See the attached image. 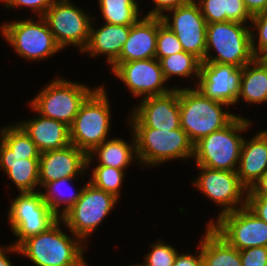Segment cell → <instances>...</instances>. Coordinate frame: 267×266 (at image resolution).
Masks as SVG:
<instances>
[{
    "mask_svg": "<svg viewBox=\"0 0 267 266\" xmlns=\"http://www.w3.org/2000/svg\"><path fill=\"white\" fill-rule=\"evenodd\" d=\"M59 218L46 231L30 236L19 245V255L29 259L35 266H83L87 248L79 237L65 233Z\"/></svg>",
    "mask_w": 267,
    "mask_h": 266,
    "instance_id": "obj_1",
    "label": "cell"
},
{
    "mask_svg": "<svg viewBox=\"0 0 267 266\" xmlns=\"http://www.w3.org/2000/svg\"><path fill=\"white\" fill-rule=\"evenodd\" d=\"M190 87L179 88L180 123L189 140L195 144L201 138L223 129L239 115L227 111L230 106L205 97L194 86Z\"/></svg>",
    "mask_w": 267,
    "mask_h": 266,
    "instance_id": "obj_2",
    "label": "cell"
},
{
    "mask_svg": "<svg viewBox=\"0 0 267 266\" xmlns=\"http://www.w3.org/2000/svg\"><path fill=\"white\" fill-rule=\"evenodd\" d=\"M251 125L252 121L243 115L236 116L223 129L201 138L194 144L195 165L210 169L237 171L245 138L242 135L245 131L248 132Z\"/></svg>",
    "mask_w": 267,
    "mask_h": 266,
    "instance_id": "obj_3",
    "label": "cell"
},
{
    "mask_svg": "<svg viewBox=\"0 0 267 266\" xmlns=\"http://www.w3.org/2000/svg\"><path fill=\"white\" fill-rule=\"evenodd\" d=\"M104 87L98 86L86 98L69 126L70 143L87 154L111 133V104Z\"/></svg>",
    "mask_w": 267,
    "mask_h": 266,
    "instance_id": "obj_4",
    "label": "cell"
},
{
    "mask_svg": "<svg viewBox=\"0 0 267 266\" xmlns=\"http://www.w3.org/2000/svg\"><path fill=\"white\" fill-rule=\"evenodd\" d=\"M251 40L250 25L234 21L209 23L203 62L243 68L255 59ZM211 50L215 54L211 53Z\"/></svg>",
    "mask_w": 267,
    "mask_h": 266,
    "instance_id": "obj_5",
    "label": "cell"
},
{
    "mask_svg": "<svg viewBox=\"0 0 267 266\" xmlns=\"http://www.w3.org/2000/svg\"><path fill=\"white\" fill-rule=\"evenodd\" d=\"M136 139L139 165L156 167L173 160L193 159L194 144L180 127L173 130L130 128Z\"/></svg>",
    "mask_w": 267,
    "mask_h": 266,
    "instance_id": "obj_6",
    "label": "cell"
},
{
    "mask_svg": "<svg viewBox=\"0 0 267 266\" xmlns=\"http://www.w3.org/2000/svg\"><path fill=\"white\" fill-rule=\"evenodd\" d=\"M96 88L68 81L59 75L40 89L28 103L33 112L70 126L81 104Z\"/></svg>",
    "mask_w": 267,
    "mask_h": 266,
    "instance_id": "obj_7",
    "label": "cell"
},
{
    "mask_svg": "<svg viewBox=\"0 0 267 266\" xmlns=\"http://www.w3.org/2000/svg\"><path fill=\"white\" fill-rule=\"evenodd\" d=\"M4 22L0 26L1 36L21 58L39 61L61 52L47 22L43 17Z\"/></svg>",
    "mask_w": 267,
    "mask_h": 266,
    "instance_id": "obj_8",
    "label": "cell"
},
{
    "mask_svg": "<svg viewBox=\"0 0 267 266\" xmlns=\"http://www.w3.org/2000/svg\"><path fill=\"white\" fill-rule=\"evenodd\" d=\"M119 199L87 181L80 198L60 219L65 228L85 244L101 222L116 208Z\"/></svg>",
    "mask_w": 267,
    "mask_h": 266,
    "instance_id": "obj_9",
    "label": "cell"
},
{
    "mask_svg": "<svg viewBox=\"0 0 267 266\" xmlns=\"http://www.w3.org/2000/svg\"><path fill=\"white\" fill-rule=\"evenodd\" d=\"M12 201V202H11ZM9 204L8 222L18 246L26 238L46 231L59 217L44 201L41 191L19 192Z\"/></svg>",
    "mask_w": 267,
    "mask_h": 266,
    "instance_id": "obj_10",
    "label": "cell"
},
{
    "mask_svg": "<svg viewBox=\"0 0 267 266\" xmlns=\"http://www.w3.org/2000/svg\"><path fill=\"white\" fill-rule=\"evenodd\" d=\"M57 45L63 50L74 46L80 53L89 41L90 25L93 16L70 0H54L43 15Z\"/></svg>",
    "mask_w": 267,
    "mask_h": 266,
    "instance_id": "obj_11",
    "label": "cell"
},
{
    "mask_svg": "<svg viewBox=\"0 0 267 266\" xmlns=\"http://www.w3.org/2000/svg\"><path fill=\"white\" fill-rule=\"evenodd\" d=\"M196 167L200 173L191 183L215 205L221 206L217 218L246 206L248 189L240 182L236 171Z\"/></svg>",
    "mask_w": 267,
    "mask_h": 266,
    "instance_id": "obj_12",
    "label": "cell"
},
{
    "mask_svg": "<svg viewBox=\"0 0 267 266\" xmlns=\"http://www.w3.org/2000/svg\"><path fill=\"white\" fill-rule=\"evenodd\" d=\"M213 220L206 224L239 251L251 247H267V223L247 206Z\"/></svg>",
    "mask_w": 267,
    "mask_h": 266,
    "instance_id": "obj_13",
    "label": "cell"
},
{
    "mask_svg": "<svg viewBox=\"0 0 267 266\" xmlns=\"http://www.w3.org/2000/svg\"><path fill=\"white\" fill-rule=\"evenodd\" d=\"M110 66L111 74L113 73L135 98L163 95L178 86L166 87L167 81L156 58L113 62Z\"/></svg>",
    "mask_w": 267,
    "mask_h": 266,
    "instance_id": "obj_14",
    "label": "cell"
},
{
    "mask_svg": "<svg viewBox=\"0 0 267 266\" xmlns=\"http://www.w3.org/2000/svg\"><path fill=\"white\" fill-rule=\"evenodd\" d=\"M166 13L168 14H164L161 19L176 34L183 50L203 62L206 52L207 23L198 3L189 0L186 4Z\"/></svg>",
    "mask_w": 267,
    "mask_h": 266,
    "instance_id": "obj_15",
    "label": "cell"
},
{
    "mask_svg": "<svg viewBox=\"0 0 267 266\" xmlns=\"http://www.w3.org/2000/svg\"><path fill=\"white\" fill-rule=\"evenodd\" d=\"M131 110L127 119L131 128L169 131L180 128L179 87L163 95L143 98Z\"/></svg>",
    "mask_w": 267,
    "mask_h": 266,
    "instance_id": "obj_16",
    "label": "cell"
},
{
    "mask_svg": "<svg viewBox=\"0 0 267 266\" xmlns=\"http://www.w3.org/2000/svg\"><path fill=\"white\" fill-rule=\"evenodd\" d=\"M242 68L213 62H201L195 88L205 97L228 106L237 103Z\"/></svg>",
    "mask_w": 267,
    "mask_h": 266,
    "instance_id": "obj_17",
    "label": "cell"
},
{
    "mask_svg": "<svg viewBox=\"0 0 267 266\" xmlns=\"http://www.w3.org/2000/svg\"><path fill=\"white\" fill-rule=\"evenodd\" d=\"M87 158L85 151L72 144L40 153L39 188L60 178L85 176Z\"/></svg>",
    "mask_w": 267,
    "mask_h": 266,
    "instance_id": "obj_18",
    "label": "cell"
},
{
    "mask_svg": "<svg viewBox=\"0 0 267 266\" xmlns=\"http://www.w3.org/2000/svg\"><path fill=\"white\" fill-rule=\"evenodd\" d=\"M158 17L142 16L131 25L119 57L114 62H130L155 58Z\"/></svg>",
    "mask_w": 267,
    "mask_h": 266,
    "instance_id": "obj_19",
    "label": "cell"
},
{
    "mask_svg": "<svg viewBox=\"0 0 267 266\" xmlns=\"http://www.w3.org/2000/svg\"><path fill=\"white\" fill-rule=\"evenodd\" d=\"M35 143L40 153L70 145L69 126L61 121L37 116L16 123Z\"/></svg>",
    "mask_w": 267,
    "mask_h": 266,
    "instance_id": "obj_20",
    "label": "cell"
},
{
    "mask_svg": "<svg viewBox=\"0 0 267 266\" xmlns=\"http://www.w3.org/2000/svg\"><path fill=\"white\" fill-rule=\"evenodd\" d=\"M96 19V16L92 19L89 41L82 53L96 58L101 55L106 56V62L110 66L119 57L131 26L103 23V26L96 28L93 25Z\"/></svg>",
    "mask_w": 267,
    "mask_h": 266,
    "instance_id": "obj_21",
    "label": "cell"
},
{
    "mask_svg": "<svg viewBox=\"0 0 267 266\" xmlns=\"http://www.w3.org/2000/svg\"><path fill=\"white\" fill-rule=\"evenodd\" d=\"M267 171V130H259L251 139L244 138L237 175L249 189Z\"/></svg>",
    "mask_w": 267,
    "mask_h": 266,
    "instance_id": "obj_22",
    "label": "cell"
},
{
    "mask_svg": "<svg viewBox=\"0 0 267 266\" xmlns=\"http://www.w3.org/2000/svg\"><path fill=\"white\" fill-rule=\"evenodd\" d=\"M0 167L19 192L39 191V158H18L0 140Z\"/></svg>",
    "mask_w": 267,
    "mask_h": 266,
    "instance_id": "obj_23",
    "label": "cell"
},
{
    "mask_svg": "<svg viewBox=\"0 0 267 266\" xmlns=\"http://www.w3.org/2000/svg\"><path fill=\"white\" fill-rule=\"evenodd\" d=\"M130 131L132 135L129 143L119 137L109 138L88 153L87 169L96 159H98L96 165L110 166L125 171L133 161L139 164L135 135L132 130Z\"/></svg>",
    "mask_w": 267,
    "mask_h": 266,
    "instance_id": "obj_24",
    "label": "cell"
},
{
    "mask_svg": "<svg viewBox=\"0 0 267 266\" xmlns=\"http://www.w3.org/2000/svg\"><path fill=\"white\" fill-rule=\"evenodd\" d=\"M200 239L203 266H242L240 251L231 246L210 225Z\"/></svg>",
    "mask_w": 267,
    "mask_h": 266,
    "instance_id": "obj_25",
    "label": "cell"
},
{
    "mask_svg": "<svg viewBox=\"0 0 267 266\" xmlns=\"http://www.w3.org/2000/svg\"><path fill=\"white\" fill-rule=\"evenodd\" d=\"M248 104H266L267 102V63L255 58L242 68L239 100Z\"/></svg>",
    "mask_w": 267,
    "mask_h": 266,
    "instance_id": "obj_26",
    "label": "cell"
},
{
    "mask_svg": "<svg viewBox=\"0 0 267 266\" xmlns=\"http://www.w3.org/2000/svg\"><path fill=\"white\" fill-rule=\"evenodd\" d=\"M76 178H80V177L60 178L58 180H55V181H52V182L45 184L41 188V189H43V190H41V193H42L44 201L49 205L50 209L59 218L67 210H69L76 203V201L80 198L83 187H81L80 190L78 189V190L74 191V190H72L73 186L72 185L70 186V184ZM63 189H64V191H63ZM43 191H45V192H43ZM67 192H69V193H67ZM61 206H62V208H61Z\"/></svg>",
    "mask_w": 267,
    "mask_h": 266,
    "instance_id": "obj_27",
    "label": "cell"
},
{
    "mask_svg": "<svg viewBox=\"0 0 267 266\" xmlns=\"http://www.w3.org/2000/svg\"><path fill=\"white\" fill-rule=\"evenodd\" d=\"M98 4L104 23L131 26L141 18L137 0H98Z\"/></svg>",
    "mask_w": 267,
    "mask_h": 266,
    "instance_id": "obj_28",
    "label": "cell"
},
{
    "mask_svg": "<svg viewBox=\"0 0 267 266\" xmlns=\"http://www.w3.org/2000/svg\"><path fill=\"white\" fill-rule=\"evenodd\" d=\"M159 63L167 82L173 76L181 78H196L195 84L198 82L200 75L201 61L191 53L185 51L178 52L167 57L159 59Z\"/></svg>",
    "mask_w": 267,
    "mask_h": 266,
    "instance_id": "obj_29",
    "label": "cell"
},
{
    "mask_svg": "<svg viewBox=\"0 0 267 266\" xmlns=\"http://www.w3.org/2000/svg\"><path fill=\"white\" fill-rule=\"evenodd\" d=\"M0 140L18 158L30 159L39 158L40 156L35 143L16 123L1 127Z\"/></svg>",
    "mask_w": 267,
    "mask_h": 266,
    "instance_id": "obj_30",
    "label": "cell"
},
{
    "mask_svg": "<svg viewBox=\"0 0 267 266\" xmlns=\"http://www.w3.org/2000/svg\"><path fill=\"white\" fill-rule=\"evenodd\" d=\"M88 179L95 187L113 194L120 199L121 188L125 178V170L110 166L96 165Z\"/></svg>",
    "mask_w": 267,
    "mask_h": 266,
    "instance_id": "obj_31",
    "label": "cell"
},
{
    "mask_svg": "<svg viewBox=\"0 0 267 266\" xmlns=\"http://www.w3.org/2000/svg\"><path fill=\"white\" fill-rule=\"evenodd\" d=\"M152 250L144 257V263H140V266H173L176 256L178 254L177 249L172 245L165 243V241L158 240L150 244Z\"/></svg>",
    "mask_w": 267,
    "mask_h": 266,
    "instance_id": "obj_32",
    "label": "cell"
},
{
    "mask_svg": "<svg viewBox=\"0 0 267 266\" xmlns=\"http://www.w3.org/2000/svg\"><path fill=\"white\" fill-rule=\"evenodd\" d=\"M183 51L184 50L182 44L179 42L176 34L163 23L161 17H158V33L155 58L159 60L161 58Z\"/></svg>",
    "mask_w": 267,
    "mask_h": 266,
    "instance_id": "obj_33",
    "label": "cell"
},
{
    "mask_svg": "<svg viewBox=\"0 0 267 266\" xmlns=\"http://www.w3.org/2000/svg\"><path fill=\"white\" fill-rule=\"evenodd\" d=\"M251 42L255 58H264L267 56V11L252 16L251 24ZM256 31V34L254 33ZM258 38V40H256Z\"/></svg>",
    "mask_w": 267,
    "mask_h": 266,
    "instance_id": "obj_34",
    "label": "cell"
},
{
    "mask_svg": "<svg viewBox=\"0 0 267 266\" xmlns=\"http://www.w3.org/2000/svg\"><path fill=\"white\" fill-rule=\"evenodd\" d=\"M206 23L226 22L225 0H195Z\"/></svg>",
    "mask_w": 267,
    "mask_h": 266,
    "instance_id": "obj_35",
    "label": "cell"
},
{
    "mask_svg": "<svg viewBox=\"0 0 267 266\" xmlns=\"http://www.w3.org/2000/svg\"><path fill=\"white\" fill-rule=\"evenodd\" d=\"M54 0H3L2 4L6 9L27 7L37 17H43L47 10L51 7Z\"/></svg>",
    "mask_w": 267,
    "mask_h": 266,
    "instance_id": "obj_36",
    "label": "cell"
},
{
    "mask_svg": "<svg viewBox=\"0 0 267 266\" xmlns=\"http://www.w3.org/2000/svg\"><path fill=\"white\" fill-rule=\"evenodd\" d=\"M226 21L239 22L250 25L252 16L247 11L243 0H225ZM249 21V22H248Z\"/></svg>",
    "mask_w": 267,
    "mask_h": 266,
    "instance_id": "obj_37",
    "label": "cell"
},
{
    "mask_svg": "<svg viewBox=\"0 0 267 266\" xmlns=\"http://www.w3.org/2000/svg\"><path fill=\"white\" fill-rule=\"evenodd\" d=\"M242 266H267V247H251L240 251Z\"/></svg>",
    "mask_w": 267,
    "mask_h": 266,
    "instance_id": "obj_38",
    "label": "cell"
},
{
    "mask_svg": "<svg viewBox=\"0 0 267 266\" xmlns=\"http://www.w3.org/2000/svg\"><path fill=\"white\" fill-rule=\"evenodd\" d=\"M154 7L145 16L162 17L168 10L186 4L189 0H152Z\"/></svg>",
    "mask_w": 267,
    "mask_h": 266,
    "instance_id": "obj_39",
    "label": "cell"
},
{
    "mask_svg": "<svg viewBox=\"0 0 267 266\" xmlns=\"http://www.w3.org/2000/svg\"><path fill=\"white\" fill-rule=\"evenodd\" d=\"M246 206L259 219L267 223V197L247 196Z\"/></svg>",
    "mask_w": 267,
    "mask_h": 266,
    "instance_id": "obj_40",
    "label": "cell"
},
{
    "mask_svg": "<svg viewBox=\"0 0 267 266\" xmlns=\"http://www.w3.org/2000/svg\"><path fill=\"white\" fill-rule=\"evenodd\" d=\"M196 247L197 252L190 253H179L176 256L173 266H203V256L200 249V241Z\"/></svg>",
    "mask_w": 267,
    "mask_h": 266,
    "instance_id": "obj_41",
    "label": "cell"
},
{
    "mask_svg": "<svg viewBox=\"0 0 267 266\" xmlns=\"http://www.w3.org/2000/svg\"><path fill=\"white\" fill-rule=\"evenodd\" d=\"M247 196L267 197V171L247 190Z\"/></svg>",
    "mask_w": 267,
    "mask_h": 266,
    "instance_id": "obj_42",
    "label": "cell"
},
{
    "mask_svg": "<svg viewBox=\"0 0 267 266\" xmlns=\"http://www.w3.org/2000/svg\"><path fill=\"white\" fill-rule=\"evenodd\" d=\"M243 2L251 16L267 11V0H243Z\"/></svg>",
    "mask_w": 267,
    "mask_h": 266,
    "instance_id": "obj_43",
    "label": "cell"
},
{
    "mask_svg": "<svg viewBox=\"0 0 267 266\" xmlns=\"http://www.w3.org/2000/svg\"><path fill=\"white\" fill-rule=\"evenodd\" d=\"M12 252L15 254H20L18 246L13 243L7 247L5 245H0V266H13L9 259L10 257L7 256V254Z\"/></svg>",
    "mask_w": 267,
    "mask_h": 266,
    "instance_id": "obj_44",
    "label": "cell"
},
{
    "mask_svg": "<svg viewBox=\"0 0 267 266\" xmlns=\"http://www.w3.org/2000/svg\"><path fill=\"white\" fill-rule=\"evenodd\" d=\"M128 266H140V265L137 263V264H131V265H128Z\"/></svg>",
    "mask_w": 267,
    "mask_h": 266,
    "instance_id": "obj_45",
    "label": "cell"
},
{
    "mask_svg": "<svg viewBox=\"0 0 267 266\" xmlns=\"http://www.w3.org/2000/svg\"><path fill=\"white\" fill-rule=\"evenodd\" d=\"M265 62H267V56L266 57H264V58H262Z\"/></svg>",
    "mask_w": 267,
    "mask_h": 266,
    "instance_id": "obj_46",
    "label": "cell"
}]
</instances>
